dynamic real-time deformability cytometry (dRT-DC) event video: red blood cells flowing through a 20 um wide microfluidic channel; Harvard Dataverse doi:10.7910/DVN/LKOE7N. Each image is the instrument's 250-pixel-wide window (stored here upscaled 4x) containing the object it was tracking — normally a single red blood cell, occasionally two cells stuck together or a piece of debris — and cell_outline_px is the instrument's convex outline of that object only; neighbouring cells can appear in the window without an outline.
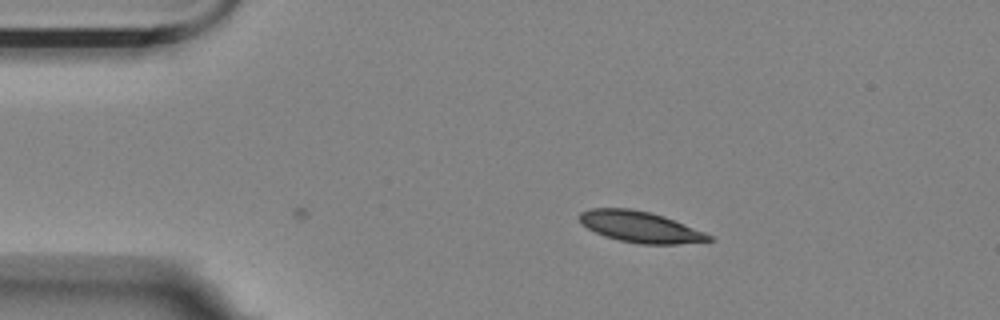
{"species": "Egyptian fruit bat (a non-hibernating species)", "species_latin": "Rousettus aegyptiacus", "temperature_condition": "room temperature", "stored_images_in_passage": 2, "camera_frame_rate_fps": 3000, "um_per_image_px": 0.085, "animal": {"sex": "female"}, "frame": {"image": 1, "passage_image": 2, "time_ms": 0.333, "image_size_px": [1000, 320], "cell_outline_px": [[716, 240], [676, 244], [640, 244], [620, 240], [604, 236], [580, 224], [580, 212], [592, 208], [632, 208], [664, 216], [704, 232], [712, 236]], "centroid_in_image_um": [54.41, 19.28], "position_along_channel_um": 30.6, "area_um2": 23.29}}